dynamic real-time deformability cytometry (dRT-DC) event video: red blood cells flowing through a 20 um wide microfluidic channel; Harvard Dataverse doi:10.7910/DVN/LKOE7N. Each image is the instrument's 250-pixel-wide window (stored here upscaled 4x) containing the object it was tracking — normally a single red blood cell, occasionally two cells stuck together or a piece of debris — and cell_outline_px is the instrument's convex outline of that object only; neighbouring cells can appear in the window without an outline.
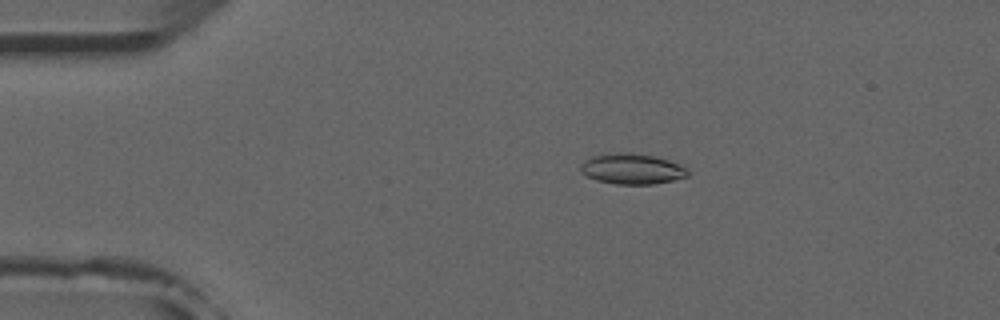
{"species": "common noctule bat (a hibernating species)", "species_latin": "Nyctalus noctula", "temperature_condition": "room temperature", "stored_images_in_passage": 44, "camera_frame_rate_fps": 3000, "um_per_image_px": 0.085, "animal": {"sex": "male", "forearm_length_mm": 52.5}, "frame": {"image": 1, "passage_image": 2, "time_ms": 0.333, "image_size_px": [1000, 320], "cell_outline_px": [[688, 176], [672, 180], [652, 184], [616, 184], [596, 180], [580, 172], [580, 164], [584, 160], [592, 156], [608, 152], [628, 152], [652, 156], [668, 160], [680, 164], [688, 168]], "centroid_in_image_um": [53.68, 14.34], "position_along_channel_um": 31.3, "area_um2": 19.19}}
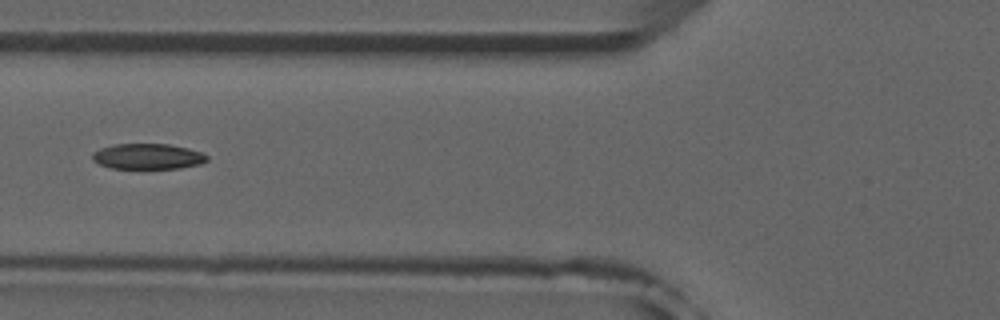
{"frame": {"image": 2, "passage_image": 12, "time_ms": 3.667, "image_size_px": [1000, 320], "cell_outline_px": [[208, 160], [200, 164], [180, 168], [112, 168], [100, 164], [92, 160], [92, 152], [100, 148], [112, 144], [168, 144], [188, 148], [200, 152], [208, 156]], "centroid_in_image_um": [12.54, 13.29], "position_along_channel_um": 113.3, "area_um2": 17.05}}
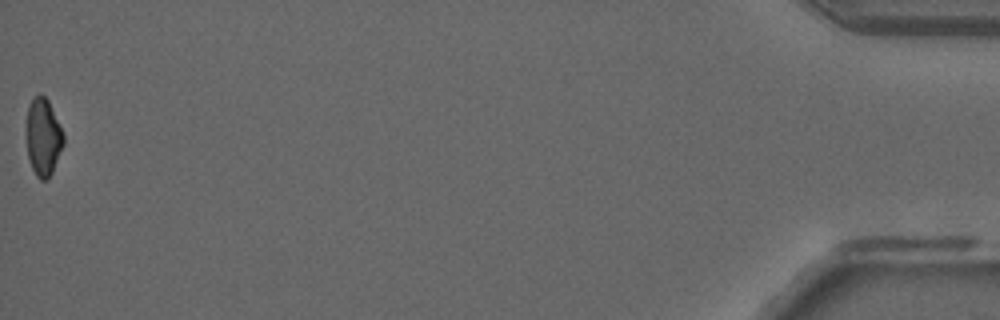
{"frame": {"image": 3, "passage_image": 44, "time_ms": 14.333, "image_size_px": [1000, 320], "cell_outline_px": [[64, 144], [52, 172], [48, 180], [40, 180], [36, 176], [32, 168], [28, 156], [28, 108], [32, 100], [40, 92], [48, 100], [64, 136]], "centroid_in_image_um": [3.69, 11.69], "position_along_channel_um": 431.5, "area_um2": 16.24}, "authors_computed_cell_mechanics": {"area_um2": 17.8313, "velocity_mm_per_s": 3.9384, "shape_relaxation_time_tau1_ms": 6.8013, "shape_relaxation_time_tau2_ms": 4.6935, "deformation_change_tau1": 0.1689, "deformation_change_tau2": 0.1064}}